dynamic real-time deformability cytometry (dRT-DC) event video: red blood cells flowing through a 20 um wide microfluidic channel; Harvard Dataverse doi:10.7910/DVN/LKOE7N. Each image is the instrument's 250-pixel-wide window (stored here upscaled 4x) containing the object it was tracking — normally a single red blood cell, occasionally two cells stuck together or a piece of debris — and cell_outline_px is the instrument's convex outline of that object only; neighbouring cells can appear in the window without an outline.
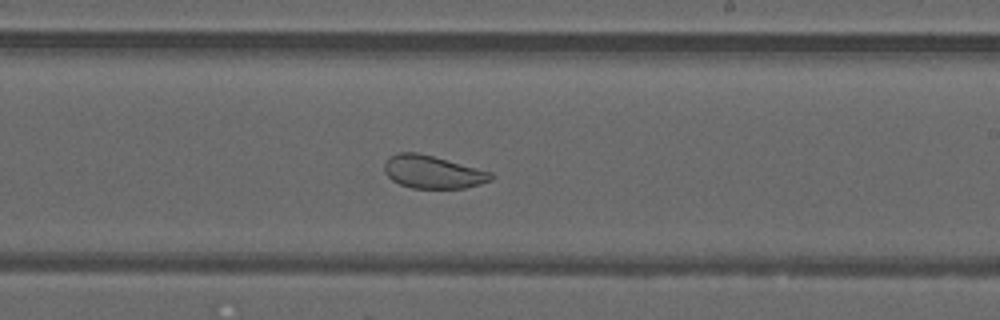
{"species": "common noctule bat (a hibernating species)", "species_latin": "Nyctalus noctula", "temperature_condition": "warm", "stored_images_in_passage": 46, "camera_frame_rate_fps": 3000, "um_per_image_px": 0.085, "animal": {"sex": "male", "forearm_length_mm": 52.5}, "frame": {"image": 1, "passage_image": 26, "time_ms": 8.333, "image_size_px": [1000, 320], "cell_outline_px": [[492, 180], [480, 184], [464, 188], [412, 188], [400, 184], [392, 180], [384, 172], [384, 164], [392, 156], [400, 152], [416, 152], [432, 156], [492, 172]], "centroid_in_image_um": [36.78, 14.63], "position_along_channel_um": 252.2, "area_um2": 20.11}, "authors_computed_cell_mechanics": {"area_um2": 26.2123, "velocity_mm_per_s": 4.1965, "shape_relaxation_time_tau1_ms": 5.4975, "shape_relaxation_time_tau2_ms": 0.8623, "deformation_change_tau1": 0.0584, "deformation_change_tau2": 0.0682}}